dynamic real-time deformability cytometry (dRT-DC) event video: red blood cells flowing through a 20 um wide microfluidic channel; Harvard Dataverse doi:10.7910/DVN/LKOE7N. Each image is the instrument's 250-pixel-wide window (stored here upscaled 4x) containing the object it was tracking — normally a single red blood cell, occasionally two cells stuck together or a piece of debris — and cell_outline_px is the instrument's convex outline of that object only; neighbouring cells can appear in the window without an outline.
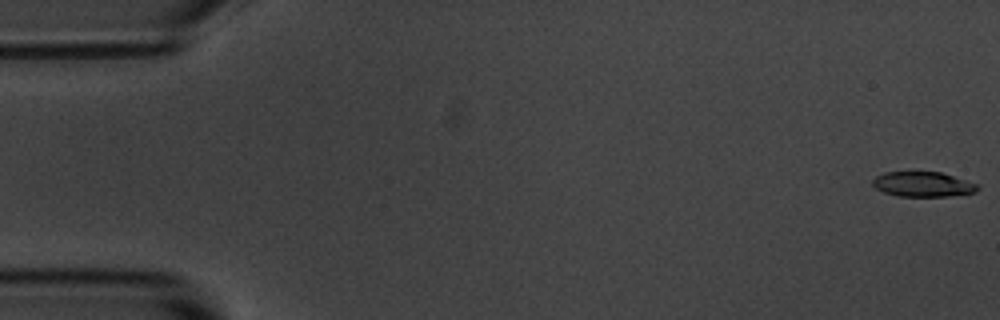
{"species": "common noctule bat (a hibernating species)", "species_latin": "Nyctalus noctula", "temperature_condition": "room temperature", "stored_images_in_passage": 11, "camera_frame_rate_fps": 3000, "um_per_image_px": 0.085, "animal": {"sex": "male", "body_mass_g": 20.1, "forearm_length_mm": 53.5}, "frame": {"image": 1, "passage_image": 1, "time_ms": 0.0, "image_size_px": [1000, 320], "cell_outline_px": [[980, 188], [976, 192], [948, 196], [896, 196], [884, 192], [876, 188], [872, 184], [872, 180], [876, 176], [884, 172], [940, 172], [980, 184]], "centroid_in_image_um": [78.47, 15.66], "position_along_channel_um": 6.5, "area_um2": 15.32}}
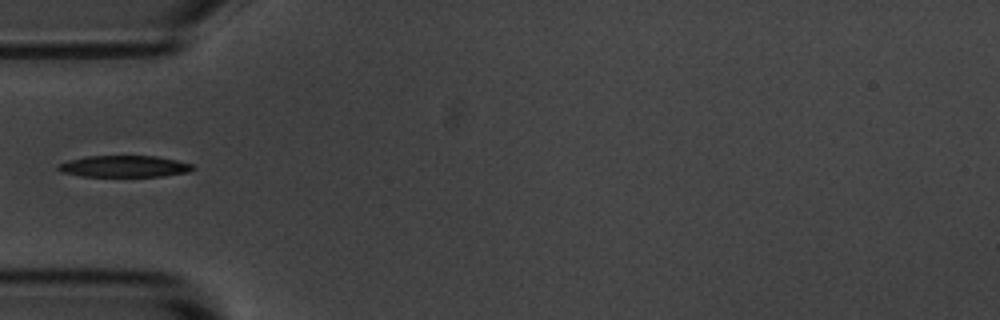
{"frame": {"image": 2, "passage_image": 5, "time_ms": 5.667, "image_size_px": [1000, 320], "cell_outline_px": [[196, 168], [188, 172], [164, 176], [84, 176], [64, 172], [56, 168], [56, 164], [68, 160], [88, 156], [156, 156], [176, 160], [192, 164]], "centroid_in_image_um": [10.57, 14.13], "position_along_channel_um": 74.4, "area_um2": 16.82}}
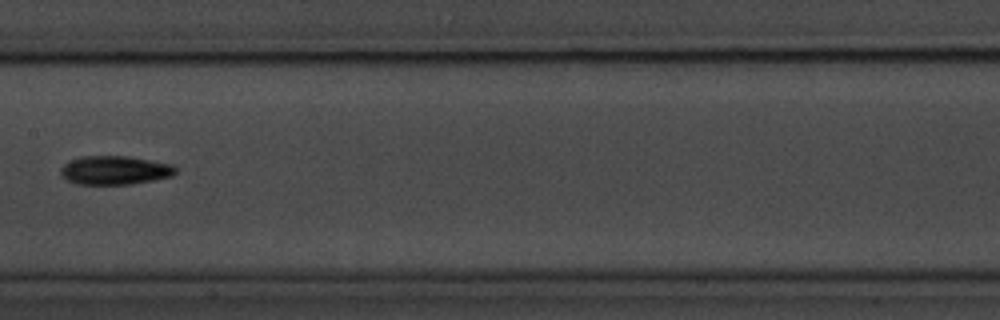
{"frame": {"image": 3, "passage_image": 8, "time_ms": 9.0, "image_size_px": [1000, 320], "cell_outline_px": [[176, 172], [172, 176], [132, 184], [76, 184], [60, 176], [60, 168], [64, 164], [80, 156], [128, 156], [172, 164], [176, 168]], "centroid_in_image_um": [9.74, 14.47], "position_along_channel_um": 197.7, "area_um2": 19.25}}